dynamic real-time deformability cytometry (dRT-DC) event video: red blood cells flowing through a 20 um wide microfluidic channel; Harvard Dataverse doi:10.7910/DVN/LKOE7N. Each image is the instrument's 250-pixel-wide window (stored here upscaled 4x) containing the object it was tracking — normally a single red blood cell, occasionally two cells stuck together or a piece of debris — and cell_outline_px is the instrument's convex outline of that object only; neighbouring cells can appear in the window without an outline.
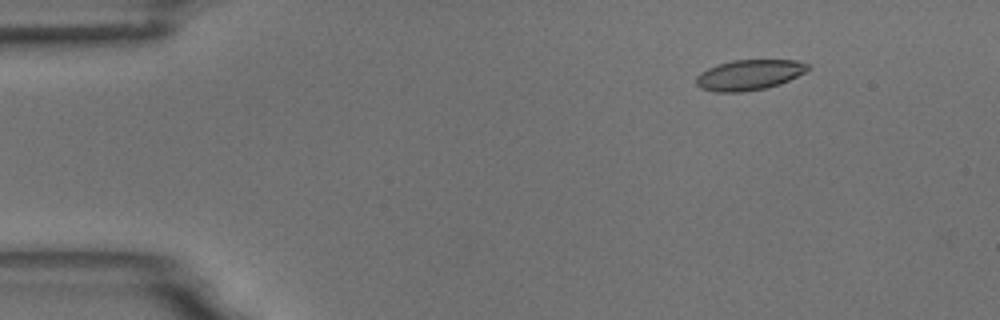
{"species": "common noctule bat (a hibernating species)", "species_latin": "Nyctalus noctula", "temperature_condition": "room temperature", "stored_images_in_passage": 4, "camera_frame_rate_fps": 3000, "um_per_image_px": 0.085, "animal": {"sex": "male", "body_mass_g": 18.8}, "frame": {"image": 1, "passage_image": 2, "time_ms": 1.333, "image_size_px": [1000, 320], "cell_outline_px": [[808, 68], [804, 72], [780, 84], [768, 88], [740, 92], [716, 92], [700, 88], [696, 84], [696, 76], [700, 72], [708, 68], [732, 60], [796, 60], [808, 64]], "centroid_in_image_um": [63.64, 6.37], "position_along_channel_um": 21.4, "area_um2": 19.65}}